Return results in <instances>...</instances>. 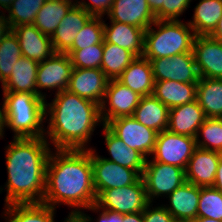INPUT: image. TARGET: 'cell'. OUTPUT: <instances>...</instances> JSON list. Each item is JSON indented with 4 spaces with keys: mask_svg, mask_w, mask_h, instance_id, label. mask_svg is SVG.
<instances>
[{
    "mask_svg": "<svg viewBox=\"0 0 222 222\" xmlns=\"http://www.w3.org/2000/svg\"><path fill=\"white\" fill-rule=\"evenodd\" d=\"M50 153L46 167V186L43 203L53 208L59 203L77 207L69 213L76 216L81 209L96 203L93 185L91 148L56 149Z\"/></svg>",
    "mask_w": 222,
    "mask_h": 222,
    "instance_id": "cell-1",
    "label": "cell"
},
{
    "mask_svg": "<svg viewBox=\"0 0 222 222\" xmlns=\"http://www.w3.org/2000/svg\"><path fill=\"white\" fill-rule=\"evenodd\" d=\"M13 138L6 151L5 205L43 203L49 143L46 137Z\"/></svg>",
    "mask_w": 222,
    "mask_h": 222,
    "instance_id": "cell-2",
    "label": "cell"
},
{
    "mask_svg": "<svg viewBox=\"0 0 222 222\" xmlns=\"http://www.w3.org/2000/svg\"><path fill=\"white\" fill-rule=\"evenodd\" d=\"M55 96L52 103H45L46 115L49 113L50 116L48 131L45 133L55 149H87L86 143L95 127L103 123L100 105L68 90L56 93Z\"/></svg>",
    "mask_w": 222,
    "mask_h": 222,
    "instance_id": "cell-3",
    "label": "cell"
},
{
    "mask_svg": "<svg viewBox=\"0 0 222 222\" xmlns=\"http://www.w3.org/2000/svg\"><path fill=\"white\" fill-rule=\"evenodd\" d=\"M6 126L15 138L45 137L42 128L46 116L45 99L25 92H3ZM45 116V117H44ZM45 134V135H44Z\"/></svg>",
    "mask_w": 222,
    "mask_h": 222,
    "instance_id": "cell-4",
    "label": "cell"
},
{
    "mask_svg": "<svg viewBox=\"0 0 222 222\" xmlns=\"http://www.w3.org/2000/svg\"><path fill=\"white\" fill-rule=\"evenodd\" d=\"M157 26L158 30L153 29ZM144 33L146 59L166 58L181 53H193L195 33L181 20H156ZM192 32V33H191Z\"/></svg>",
    "mask_w": 222,
    "mask_h": 222,
    "instance_id": "cell-5",
    "label": "cell"
},
{
    "mask_svg": "<svg viewBox=\"0 0 222 222\" xmlns=\"http://www.w3.org/2000/svg\"><path fill=\"white\" fill-rule=\"evenodd\" d=\"M148 204L146 187L141 176L134 184L103 190L97 196L96 203L87 209H103L124 215L143 212Z\"/></svg>",
    "mask_w": 222,
    "mask_h": 222,
    "instance_id": "cell-6",
    "label": "cell"
},
{
    "mask_svg": "<svg viewBox=\"0 0 222 222\" xmlns=\"http://www.w3.org/2000/svg\"><path fill=\"white\" fill-rule=\"evenodd\" d=\"M142 178L149 203H152L155 197L169 196L176 188L186 182L183 168L154 160L149 161L148 158L146 159Z\"/></svg>",
    "mask_w": 222,
    "mask_h": 222,
    "instance_id": "cell-7",
    "label": "cell"
},
{
    "mask_svg": "<svg viewBox=\"0 0 222 222\" xmlns=\"http://www.w3.org/2000/svg\"><path fill=\"white\" fill-rule=\"evenodd\" d=\"M196 148V138L172 133L167 129L157 135L153 160L185 170Z\"/></svg>",
    "mask_w": 222,
    "mask_h": 222,
    "instance_id": "cell-8",
    "label": "cell"
},
{
    "mask_svg": "<svg viewBox=\"0 0 222 222\" xmlns=\"http://www.w3.org/2000/svg\"><path fill=\"white\" fill-rule=\"evenodd\" d=\"M129 148L137 150L146 159L151 155L158 132L138 122L133 116H122L110 120L105 125Z\"/></svg>",
    "mask_w": 222,
    "mask_h": 222,
    "instance_id": "cell-9",
    "label": "cell"
},
{
    "mask_svg": "<svg viewBox=\"0 0 222 222\" xmlns=\"http://www.w3.org/2000/svg\"><path fill=\"white\" fill-rule=\"evenodd\" d=\"M94 151L91 148L93 185L96 196L103 190L134 184L141 177L135 170L108 161L98 156Z\"/></svg>",
    "mask_w": 222,
    "mask_h": 222,
    "instance_id": "cell-10",
    "label": "cell"
},
{
    "mask_svg": "<svg viewBox=\"0 0 222 222\" xmlns=\"http://www.w3.org/2000/svg\"><path fill=\"white\" fill-rule=\"evenodd\" d=\"M141 95L123 85L117 79H111L107 83L104 100L100 105V116L103 124L122 116H133L138 106ZM107 98V100H106ZM108 101L109 106L106 108Z\"/></svg>",
    "mask_w": 222,
    "mask_h": 222,
    "instance_id": "cell-11",
    "label": "cell"
},
{
    "mask_svg": "<svg viewBox=\"0 0 222 222\" xmlns=\"http://www.w3.org/2000/svg\"><path fill=\"white\" fill-rule=\"evenodd\" d=\"M148 60L152 67L154 81L198 83L200 77L193 53H181L172 57Z\"/></svg>",
    "mask_w": 222,
    "mask_h": 222,
    "instance_id": "cell-12",
    "label": "cell"
},
{
    "mask_svg": "<svg viewBox=\"0 0 222 222\" xmlns=\"http://www.w3.org/2000/svg\"><path fill=\"white\" fill-rule=\"evenodd\" d=\"M73 65L67 53H54L43 62H39L36 86L38 96L46 100L39 89H56L57 93L67 90Z\"/></svg>",
    "mask_w": 222,
    "mask_h": 222,
    "instance_id": "cell-13",
    "label": "cell"
},
{
    "mask_svg": "<svg viewBox=\"0 0 222 222\" xmlns=\"http://www.w3.org/2000/svg\"><path fill=\"white\" fill-rule=\"evenodd\" d=\"M108 81L99 68H73L67 90L101 105Z\"/></svg>",
    "mask_w": 222,
    "mask_h": 222,
    "instance_id": "cell-14",
    "label": "cell"
},
{
    "mask_svg": "<svg viewBox=\"0 0 222 222\" xmlns=\"http://www.w3.org/2000/svg\"><path fill=\"white\" fill-rule=\"evenodd\" d=\"M192 52L199 77L222 79V42L195 36Z\"/></svg>",
    "mask_w": 222,
    "mask_h": 222,
    "instance_id": "cell-15",
    "label": "cell"
},
{
    "mask_svg": "<svg viewBox=\"0 0 222 222\" xmlns=\"http://www.w3.org/2000/svg\"><path fill=\"white\" fill-rule=\"evenodd\" d=\"M222 154L197 147L185 169V179L199 187L214 185L216 171Z\"/></svg>",
    "mask_w": 222,
    "mask_h": 222,
    "instance_id": "cell-16",
    "label": "cell"
},
{
    "mask_svg": "<svg viewBox=\"0 0 222 222\" xmlns=\"http://www.w3.org/2000/svg\"><path fill=\"white\" fill-rule=\"evenodd\" d=\"M107 15L111 21L130 24L144 30L156 21L147 0H114Z\"/></svg>",
    "mask_w": 222,
    "mask_h": 222,
    "instance_id": "cell-17",
    "label": "cell"
},
{
    "mask_svg": "<svg viewBox=\"0 0 222 222\" xmlns=\"http://www.w3.org/2000/svg\"><path fill=\"white\" fill-rule=\"evenodd\" d=\"M11 30L18 38L23 57L43 62L55 53L51 38L41 33L33 24L20 25Z\"/></svg>",
    "mask_w": 222,
    "mask_h": 222,
    "instance_id": "cell-18",
    "label": "cell"
},
{
    "mask_svg": "<svg viewBox=\"0 0 222 222\" xmlns=\"http://www.w3.org/2000/svg\"><path fill=\"white\" fill-rule=\"evenodd\" d=\"M91 17L84 8L75 4L62 18L59 26L50 37L54 51L67 53L72 48L79 31Z\"/></svg>",
    "mask_w": 222,
    "mask_h": 222,
    "instance_id": "cell-19",
    "label": "cell"
},
{
    "mask_svg": "<svg viewBox=\"0 0 222 222\" xmlns=\"http://www.w3.org/2000/svg\"><path fill=\"white\" fill-rule=\"evenodd\" d=\"M199 197L200 187L186 181L167 197L170 206L164 208L176 222H192L197 218Z\"/></svg>",
    "mask_w": 222,
    "mask_h": 222,
    "instance_id": "cell-20",
    "label": "cell"
},
{
    "mask_svg": "<svg viewBox=\"0 0 222 222\" xmlns=\"http://www.w3.org/2000/svg\"><path fill=\"white\" fill-rule=\"evenodd\" d=\"M206 116L197 100L169 109L167 129L179 135L196 138Z\"/></svg>",
    "mask_w": 222,
    "mask_h": 222,
    "instance_id": "cell-21",
    "label": "cell"
},
{
    "mask_svg": "<svg viewBox=\"0 0 222 222\" xmlns=\"http://www.w3.org/2000/svg\"><path fill=\"white\" fill-rule=\"evenodd\" d=\"M145 30L130 24L111 21L104 23V41L132 52L136 57L143 56Z\"/></svg>",
    "mask_w": 222,
    "mask_h": 222,
    "instance_id": "cell-22",
    "label": "cell"
},
{
    "mask_svg": "<svg viewBox=\"0 0 222 222\" xmlns=\"http://www.w3.org/2000/svg\"><path fill=\"white\" fill-rule=\"evenodd\" d=\"M117 80L142 97L153 93L155 81L152 67L143 56L135 58Z\"/></svg>",
    "mask_w": 222,
    "mask_h": 222,
    "instance_id": "cell-23",
    "label": "cell"
},
{
    "mask_svg": "<svg viewBox=\"0 0 222 222\" xmlns=\"http://www.w3.org/2000/svg\"><path fill=\"white\" fill-rule=\"evenodd\" d=\"M39 62L21 57L14 64L9 78L3 84V92H25L38 95L36 77Z\"/></svg>",
    "mask_w": 222,
    "mask_h": 222,
    "instance_id": "cell-24",
    "label": "cell"
},
{
    "mask_svg": "<svg viewBox=\"0 0 222 222\" xmlns=\"http://www.w3.org/2000/svg\"><path fill=\"white\" fill-rule=\"evenodd\" d=\"M197 83L172 80L155 81L153 95L169 109L196 100Z\"/></svg>",
    "mask_w": 222,
    "mask_h": 222,
    "instance_id": "cell-25",
    "label": "cell"
},
{
    "mask_svg": "<svg viewBox=\"0 0 222 222\" xmlns=\"http://www.w3.org/2000/svg\"><path fill=\"white\" fill-rule=\"evenodd\" d=\"M133 117L144 126L160 133L167 130L169 108L151 94L141 97Z\"/></svg>",
    "mask_w": 222,
    "mask_h": 222,
    "instance_id": "cell-26",
    "label": "cell"
},
{
    "mask_svg": "<svg viewBox=\"0 0 222 222\" xmlns=\"http://www.w3.org/2000/svg\"><path fill=\"white\" fill-rule=\"evenodd\" d=\"M103 131L109 154L112 156L111 159H104L135 170L142 176L146 158L137 150L126 146L123 141L116 137L105 125H103Z\"/></svg>",
    "mask_w": 222,
    "mask_h": 222,
    "instance_id": "cell-27",
    "label": "cell"
},
{
    "mask_svg": "<svg viewBox=\"0 0 222 222\" xmlns=\"http://www.w3.org/2000/svg\"><path fill=\"white\" fill-rule=\"evenodd\" d=\"M196 100L206 118H222V79L200 77Z\"/></svg>",
    "mask_w": 222,
    "mask_h": 222,
    "instance_id": "cell-28",
    "label": "cell"
},
{
    "mask_svg": "<svg viewBox=\"0 0 222 222\" xmlns=\"http://www.w3.org/2000/svg\"><path fill=\"white\" fill-rule=\"evenodd\" d=\"M222 17V0H201L195 6L193 19L188 24L196 36H209Z\"/></svg>",
    "mask_w": 222,
    "mask_h": 222,
    "instance_id": "cell-29",
    "label": "cell"
},
{
    "mask_svg": "<svg viewBox=\"0 0 222 222\" xmlns=\"http://www.w3.org/2000/svg\"><path fill=\"white\" fill-rule=\"evenodd\" d=\"M75 4L70 0H47L36 14L33 25L44 35L51 37L62 18Z\"/></svg>",
    "mask_w": 222,
    "mask_h": 222,
    "instance_id": "cell-30",
    "label": "cell"
},
{
    "mask_svg": "<svg viewBox=\"0 0 222 222\" xmlns=\"http://www.w3.org/2000/svg\"><path fill=\"white\" fill-rule=\"evenodd\" d=\"M6 207L7 222H54L55 208L44 203L10 204Z\"/></svg>",
    "mask_w": 222,
    "mask_h": 222,
    "instance_id": "cell-31",
    "label": "cell"
},
{
    "mask_svg": "<svg viewBox=\"0 0 222 222\" xmlns=\"http://www.w3.org/2000/svg\"><path fill=\"white\" fill-rule=\"evenodd\" d=\"M135 58L137 57L132 52L103 40L100 69L109 80L117 79Z\"/></svg>",
    "mask_w": 222,
    "mask_h": 222,
    "instance_id": "cell-32",
    "label": "cell"
},
{
    "mask_svg": "<svg viewBox=\"0 0 222 222\" xmlns=\"http://www.w3.org/2000/svg\"><path fill=\"white\" fill-rule=\"evenodd\" d=\"M47 0H14L7 9L9 26L33 24L36 14Z\"/></svg>",
    "mask_w": 222,
    "mask_h": 222,
    "instance_id": "cell-33",
    "label": "cell"
},
{
    "mask_svg": "<svg viewBox=\"0 0 222 222\" xmlns=\"http://www.w3.org/2000/svg\"><path fill=\"white\" fill-rule=\"evenodd\" d=\"M21 57L18 38L11 30L0 41V77L3 82L9 78L14 64Z\"/></svg>",
    "mask_w": 222,
    "mask_h": 222,
    "instance_id": "cell-34",
    "label": "cell"
},
{
    "mask_svg": "<svg viewBox=\"0 0 222 222\" xmlns=\"http://www.w3.org/2000/svg\"><path fill=\"white\" fill-rule=\"evenodd\" d=\"M199 134L203 135V141ZM196 144L199 148L222 154V118H206L198 130Z\"/></svg>",
    "mask_w": 222,
    "mask_h": 222,
    "instance_id": "cell-35",
    "label": "cell"
},
{
    "mask_svg": "<svg viewBox=\"0 0 222 222\" xmlns=\"http://www.w3.org/2000/svg\"><path fill=\"white\" fill-rule=\"evenodd\" d=\"M197 217L222 220V192L213 186L200 187Z\"/></svg>",
    "mask_w": 222,
    "mask_h": 222,
    "instance_id": "cell-36",
    "label": "cell"
},
{
    "mask_svg": "<svg viewBox=\"0 0 222 222\" xmlns=\"http://www.w3.org/2000/svg\"><path fill=\"white\" fill-rule=\"evenodd\" d=\"M102 17H91L77 34L71 49H83L95 44H103L104 21Z\"/></svg>",
    "mask_w": 222,
    "mask_h": 222,
    "instance_id": "cell-37",
    "label": "cell"
},
{
    "mask_svg": "<svg viewBox=\"0 0 222 222\" xmlns=\"http://www.w3.org/2000/svg\"><path fill=\"white\" fill-rule=\"evenodd\" d=\"M67 54L73 68L100 69L103 58V44H95L83 49H70Z\"/></svg>",
    "mask_w": 222,
    "mask_h": 222,
    "instance_id": "cell-38",
    "label": "cell"
},
{
    "mask_svg": "<svg viewBox=\"0 0 222 222\" xmlns=\"http://www.w3.org/2000/svg\"><path fill=\"white\" fill-rule=\"evenodd\" d=\"M191 0H163V20H179Z\"/></svg>",
    "mask_w": 222,
    "mask_h": 222,
    "instance_id": "cell-39",
    "label": "cell"
},
{
    "mask_svg": "<svg viewBox=\"0 0 222 222\" xmlns=\"http://www.w3.org/2000/svg\"><path fill=\"white\" fill-rule=\"evenodd\" d=\"M91 3L75 1L76 5L84 8L93 17H103L111 10L114 0H89Z\"/></svg>",
    "mask_w": 222,
    "mask_h": 222,
    "instance_id": "cell-40",
    "label": "cell"
},
{
    "mask_svg": "<svg viewBox=\"0 0 222 222\" xmlns=\"http://www.w3.org/2000/svg\"><path fill=\"white\" fill-rule=\"evenodd\" d=\"M149 203L143 211L144 222H176L174 217L164 208L158 206L152 209Z\"/></svg>",
    "mask_w": 222,
    "mask_h": 222,
    "instance_id": "cell-41",
    "label": "cell"
},
{
    "mask_svg": "<svg viewBox=\"0 0 222 222\" xmlns=\"http://www.w3.org/2000/svg\"><path fill=\"white\" fill-rule=\"evenodd\" d=\"M102 210V213L100 214L99 218L97 219L96 222H124L123 221V215L118 214L115 212H111L108 210ZM76 217L81 221V222H92L91 217L86 215L84 211H80Z\"/></svg>",
    "mask_w": 222,
    "mask_h": 222,
    "instance_id": "cell-42",
    "label": "cell"
},
{
    "mask_svg": "<svg viewBox=\"0 0 222 222\" xmlns=\"http://www.w3.org/2000/svg\"><path fill=\"white\" fill-rule=\"evenodd\" d=\"M156 20H163V0H147Z\"/></svg>",
    "mask_w": 222,
    "mask_h": 222,
    "instance_id": "cell-43",
    "label": "cell"
},
{
    "mask_svg": "<svg viewBox=\"0 0 222 222\" xmlns=\"http://www.w3.org/2000/svg\"><path fill=\"white\" fill-rule=\"evenodd\" d=\"M1 13V12H0ZM11 31L6 16L0 15V41L1 39Z\"/></svg>",
    "mask_w": 222,
    "mask_h": 222,
    "instance_id": "cell-44",
    "label": "cell"
},
{
    "mask_svg": "<svg viewBox=\"0 0 222 222\" xmlns=\"http://www.w3.org/2000/svg\"><path fill=\"white\" fill-rule=\"evenodd\" d=\"M213 187L222 192V158L218 164Z\"/></svg>",
    "mask_w": 222,
    "mask_h": 222,
    "instance_id": "cell-45",
    "label": "cell"
},
{
    "mask_svg": "<svg viewBox=\"0 0 222 222\" xmlns=\"http://www.w3.org/2000/svg\"><path fill=\"white\" fill-rule=\"evenodd\" d=\"M124 222H144L143 212L123 215Z\"/></svg>",
    "mask_w": 222,
    "mask_h": 222,
    "instance_id": "cell-46",
    "label": "cell"
},
{
    "mask_svg": "<svg viewBox=\"0 0 222 222\" xmlns=\"http://www.w3.org/2000/svg\"><path fill=\"white\" fill-rule=\"evenodd\" d=\"M209 36L217 41L222 42V17L219 19L217 27Z\"/></svg>",
    "mask_w": 222,
    "mask_h": 222,
    "instance_id": "cell-47",
    "label": "cell"
},
{
    "mask_svg": "<svg viewBox=\"0 0 222 222\" xmlns=\"http://www.w3.org/2000/svg\"><path fill=\"white\" fill-rule=\"evenodd\" d=\"M6 126V112H5V103L3 100L2 109L0 108V138L3 137L4 127Z\"/></svg>",
    "mask_w": 222,
    "mask_h": 222,
    "instance_id": "cell-48",
    "label": "cell"
},
{
    "mask_svg": "<svg viewBox=\"0 0 222 222\" xmlns=\"http://www.w3.org/2000/svg\"><path fill=\"white\" fill-rule=\"evenodd\" d=\"M192 222H222V220H217L207 217H197Z\"/></svg>",
    "mask_w": 222,
    "mask_h": 222,
    "instance_id": "cell-49",
    "label": "cell"
},
{
    "mask_svg": "<svg viewBox=\"0 0 222 222\" xmlns=\"http://www.w3.org/2000/svg\"><path fill=\"white\" fill-rule=\"evenodd\" d=\"M14 0H0V8L7 10Z\"/></svg>",
    "mask_w": 222,
    "mask_h": 222,
    "instance_id": "cell-50",
    "label": "cell"
},
{
    "mask_svg": "<svg viewBox=\"0 0 222 222\" xmlns=\"http://www.w3.org/2000/svg\"><path fill=\"white\" fill-rule=\"evenodd\" d=\"M65 222H81L76 216H69L66 218Z\"/></svg>",
    "mask_w": 222,
    "mask_h": 222,
    "instance_id": "cell-51",
    "label": "cell"
},
{
    "mask_svg": "<svg viewBox=\"0 0 222 222\" xmlns=\"http://www.w3.org/2000/svg\"><path fill=\"white\" fill-rule=\"evenodd\" d=\"M0 81H1V83H2V87H4V86H3L4 82L1 80V77H0Z\"/></svg>",
    "mask_w": 222,
    "mask_h": 222,
    "instance_id": "cell-52",
    "label": "cell"
}]
</instances>
